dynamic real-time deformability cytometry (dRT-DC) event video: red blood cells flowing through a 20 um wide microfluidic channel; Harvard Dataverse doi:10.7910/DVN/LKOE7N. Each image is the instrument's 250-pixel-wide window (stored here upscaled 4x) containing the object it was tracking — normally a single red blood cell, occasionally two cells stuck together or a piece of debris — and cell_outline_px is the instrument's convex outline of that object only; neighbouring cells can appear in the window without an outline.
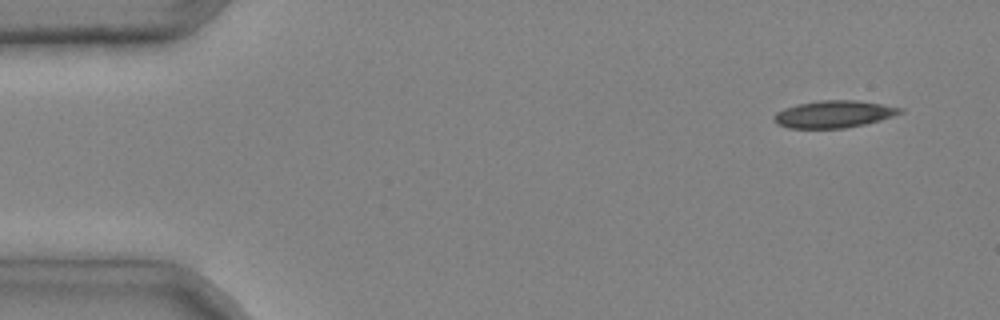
{"species": "common noctule bat (a hibernating species)", "species_latin": "Nyctalus noctula", "temperature_condition": "cold", "stored_images_in_passage": 3, "camera_frame_rate_fps": 3000, "um_per_image_px": 0.085, "animal": {"sex": "male", "body_mass_g": 20.4}, "frame": {"image": 1, "passage_image": 1, "time_ms": 0.0, "image_size_px": [1000, 320], "cell_outline_px": [[904, 112], [880, 120], [864, 124], [844, 128], [788, 128], [776, 124], [772, 120], [772, 116], [776, 112], [784, 108], [796, 104], [820, 100], [856, 100], [904, 108]], "centroid_in_image_um": [70.82, 9.7], "position_along_channel_um": 14.2, "area_um2": 20.06}}